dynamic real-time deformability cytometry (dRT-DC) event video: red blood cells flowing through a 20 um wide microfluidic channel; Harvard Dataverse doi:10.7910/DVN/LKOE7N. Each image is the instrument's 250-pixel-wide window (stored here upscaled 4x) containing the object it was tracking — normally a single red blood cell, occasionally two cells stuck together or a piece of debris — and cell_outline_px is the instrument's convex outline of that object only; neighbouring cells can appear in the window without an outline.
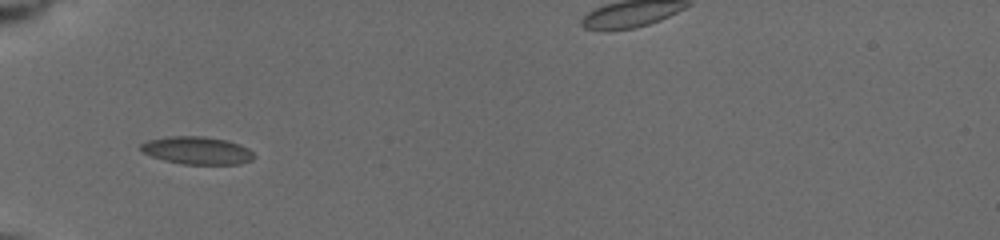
{"species": "common noctule bat (a hibernating species)", "species_latin": "Nyctalus noctula", "temperature_condition": "cold", "stored_images_in_passage": 30, "camera_frame_rate_fps": 3000, "um_per_image_px": 0.085, "animal": {"sex": "female", "body_mass_g": 19.5, "forearm_length_mm": 54.1}, "frame": {"image": 1, "passage_image": 1, "time_ms": 0.0, "image_size_px": [1000, 240], "cell_outline_px": [[256, 156], [252, 160], [240, 164], [180, 164], [164, 160], [152, 156], [136, 148], [140, 144], [148, 140], [168, 136], [204, 136], [228, 140], [240, 144], [248, 148]], "centroid_in_image_um": [16.75, 12.78], "position_along_channel_um": 68.3, "area_um2": 18.5}}
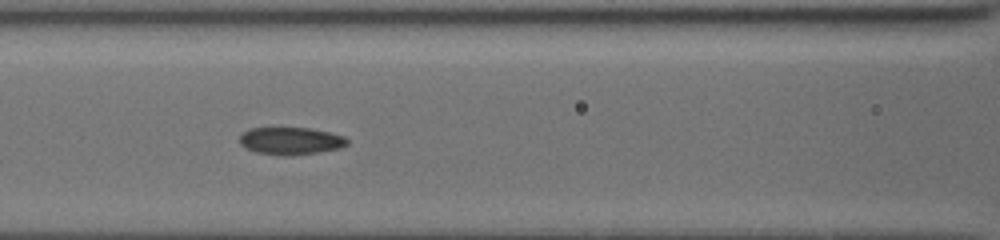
{"frame": {"image": 2, "passage_image": 18, "time_ms": 2.0, "image_size_px": [1000, 240], "cell_outline_px": [[348, 144], [340, 148], [316, 152], [288, 156], [284, 156], [256, 152], [244, 148], [240, 144], [240, 136], [248, 128], [312, 128], [344, 136], [348, 140]], "centroid_in_image_um": [24.69, 11.97], "position_along_channel_um": 141.9, "area_um2": 17.17}}
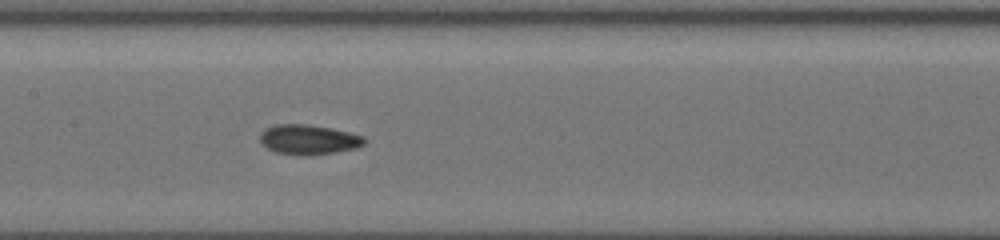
{"frame": {"image": 3, "passage_image": 26, "time_ms": 3.0, "image_size_px": [1000, 240], "cell_outline_px": [[368, 140], [364, 144], [356, 148], [336, 152], [312, 156], [304, 156], [276, 152], [268, 148], [260, 140], [260, 132], [264, 128], [276, 124], [308, 124], [332, 128], [364, 136]], "centroid_in_image_um": [26.25, 11.86], "position_along_channel_um": 181.2, "area_um2": 18.38}}